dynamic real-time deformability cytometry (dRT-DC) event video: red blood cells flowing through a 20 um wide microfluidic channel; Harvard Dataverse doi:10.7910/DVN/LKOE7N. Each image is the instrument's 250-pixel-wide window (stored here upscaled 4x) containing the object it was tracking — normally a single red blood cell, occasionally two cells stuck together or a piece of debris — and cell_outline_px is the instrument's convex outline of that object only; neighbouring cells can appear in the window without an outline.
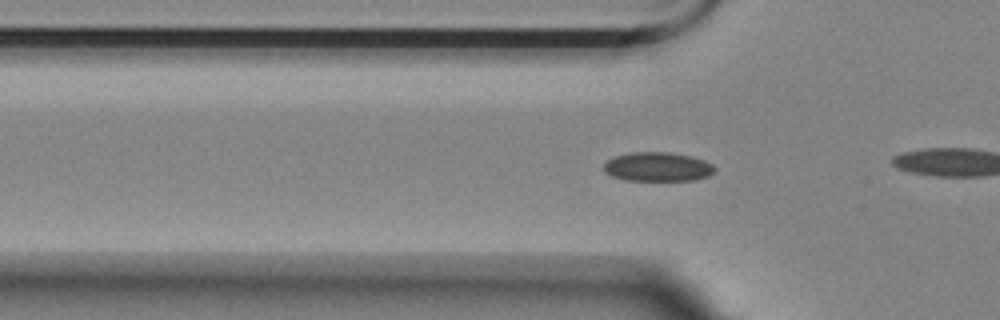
{"species": "Egyptian fruit bat (a non-hibernating species)", "species_latin": "Rousettus aegyptiacus", "temperature_condition": "room temperature", "stored_images_in_passage": 47, "camera_frame_rate_fps": 3000, "um_per_image_px": 0.085, "animal": {"sex": "female"}, "frame": {"image": 1, "passage_image": 8, "time_ms": 2.333, "image_size_px": [1000, 320], "cell_outline_px": [[716, 172], [708, 176], [692, 180], [624, 180], [612, 176], [604, 172], [604, 160], [612, 156], [628, 152], [668, 152], [692, 156], [704, 160], [712, 164], [716, 168]], "centroid_in_image_um": [55.87, 14.16], "position_along_channel_um": 69.9, "area_um2": 19.13}}
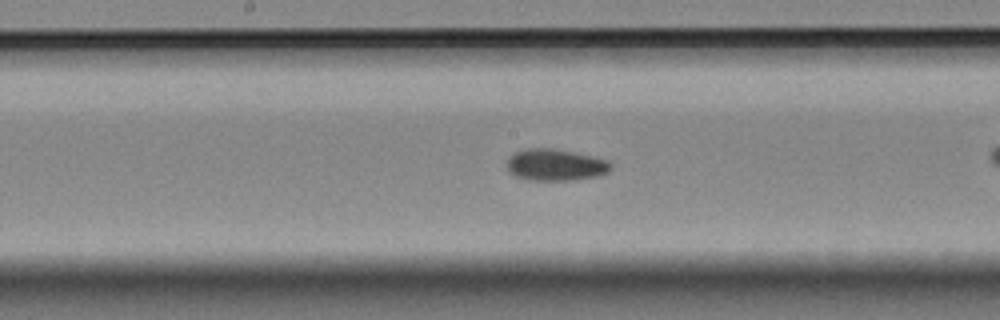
{"frame": {"image": 2, "passage_image": 19, "time_ms": 6.0, "image_size_px": [1000, 320], "cell_outline_px": [[612, 168], [608, 172], [600, 176], [576, 180], [532, 180], [516, 176], [508, 172], [504, 164], [508, 156], [516, 152], [528, 148], [552, 148], [592, 156], [608, 160], [612, 164]], "centroid_in_image_um": [47.2, 14.02], "position_along_channel_um": 201.0, "area_um2": 19.48}}
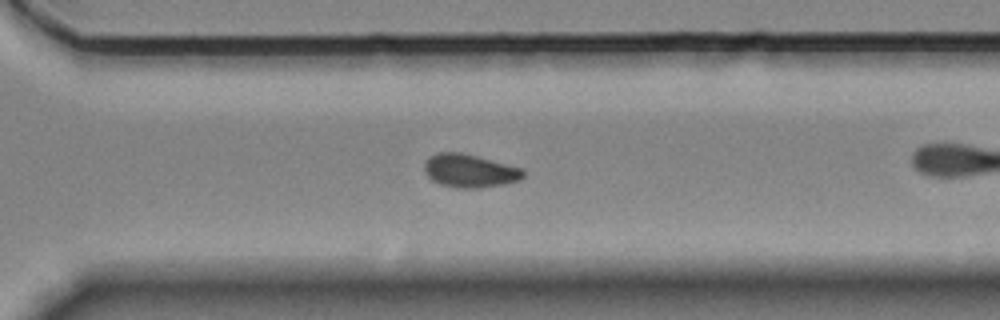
{"frame": {"image": 3, "passage_image": 30, "time_ms": 9.667, "image_size_px": [1000, 320], "cell_outline_px": [[524, 176], [520, 180], [504, 184], [480, 188], [456, 188], [440, 184], [432, 180], [424, 172], [424, 164], [432, 156], [440, 152], [460, 152], [476, 156], [520, 168], [524, 172]], "centroid_in_image_um": [39.91, 14.54], "position_along_channel_um": 330.7, "area_um2": 18.9}, "authors_computed_cell_mechanics": {"area_um2": 19.0162, "velocity_mm_per_s": 3.5463, "shape_relaxation_time_tau1_ms": null, "shape_relaxation_time_tau2_ms": 3.39, "deformation_change_tau1": null, "deformation_change_tau2": 0.0386}}